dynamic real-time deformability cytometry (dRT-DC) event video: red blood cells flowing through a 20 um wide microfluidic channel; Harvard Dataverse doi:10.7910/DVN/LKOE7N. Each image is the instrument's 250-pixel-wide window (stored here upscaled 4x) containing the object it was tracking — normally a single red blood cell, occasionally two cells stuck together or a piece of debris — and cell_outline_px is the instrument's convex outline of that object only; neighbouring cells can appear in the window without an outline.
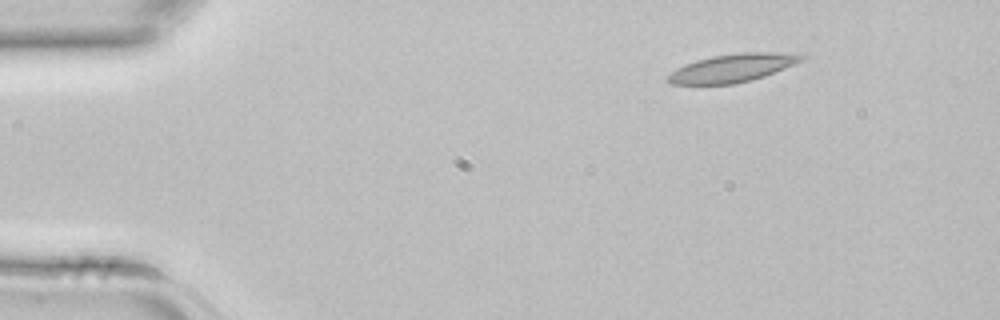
{"species": "common noctule bat (a hibernating species)", "species_latin": "Nyctalus noctula", "temperature_condition": "room temperature", "stored_images_in_passage": 4, "segment_of_instrument_passage": [2, 2], "camera_frame_rate_fps": 3000, "um_per_image_px": 0.085, "animal": {"sex": "female", "body_mass_g": 22.7, "forearm_length_mm": 54.2}, "frame": {"image": 1, "passage_image": 4, "time_ms": 1.0, "image_size_px": [1000, 320], "cell_outline_px": [[812, 56], [796, 64], [764, 76], [752, 80], [736, 84], [672, 84], [664, 80], [664, 76], [676, 68], [696, 60], [712, 56], [740, 52], [772, 52]], "centroid_in_image_um": [62.25, 5.78], "position_along_channel_um": 22.8, "area_um2": 22.2}}